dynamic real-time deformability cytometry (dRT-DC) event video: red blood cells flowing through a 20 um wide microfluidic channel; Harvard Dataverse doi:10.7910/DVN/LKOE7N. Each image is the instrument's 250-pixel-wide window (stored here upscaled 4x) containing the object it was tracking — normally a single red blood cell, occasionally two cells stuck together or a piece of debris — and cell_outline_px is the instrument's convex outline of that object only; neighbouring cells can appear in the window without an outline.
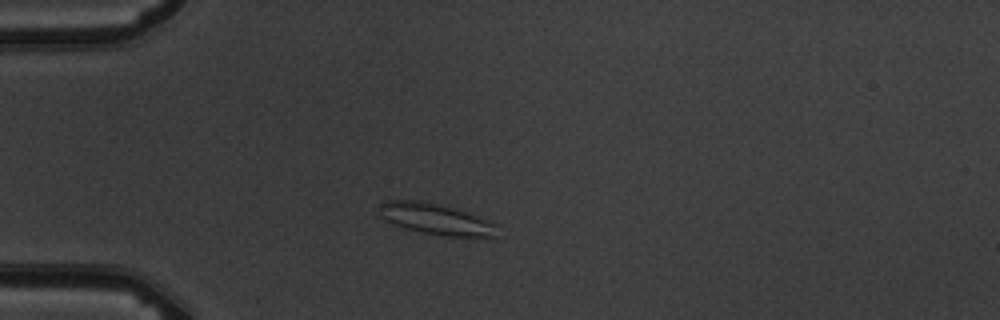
{"species": "common noctule bat (a hibernating species)", "species_latin": "Nyctalus noctula", "temperature_condition": "warm", "stored_images_in_passage": 3, "camera_frame_rate_fps": 3000, "um_per_image_px": 0.085, "animal": {"sex": "male", "body_mass_g": 19.5, "forearm_length_mm": 54.6}, "frame": {"image": 1, "passage_image": 1, "time_ms": 0.0, "image_size_px": [1000, 320], "cell_outline_px": [[496, 240], [444, 236], [424, 232], [392, 224], [384, 220], [380, 216], [380, 204], [384, 200], [416, 200], [456, 208], [468, 212], [496, 224]], "centroid_in_image_um": [37.13, 18.66], "position_along_channel_um": 47.9, "area_um2": 21.73}}
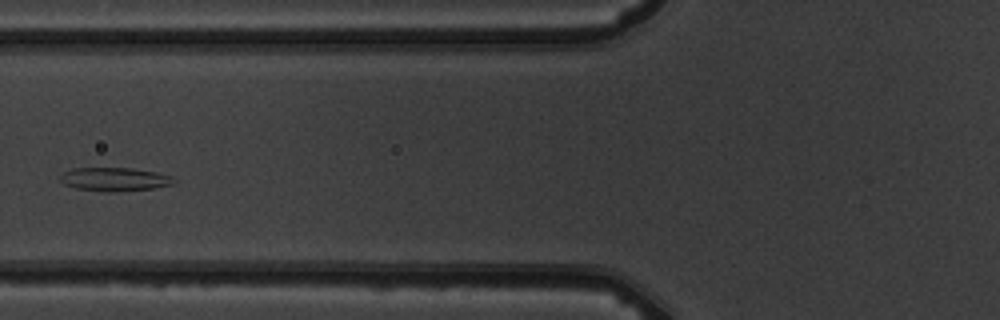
{"frame": {"image": 2, "passage_image": 3, "time_ms": 2.333, "image_size_px": [1000, 320], "cell_outline_px": [[176, 180], [172, 184], [152, 188], [112, 192], [104, 192], [76, 188], [64, 184], [60, 180], [60, 176], [64, 172], [72, 168], [132, 168], [156, 172], [172, 176]], "centroid_in_image_um": [9.72, 15.23], "position_along_channel_um": 116.1, "area_um2": 15.55}}